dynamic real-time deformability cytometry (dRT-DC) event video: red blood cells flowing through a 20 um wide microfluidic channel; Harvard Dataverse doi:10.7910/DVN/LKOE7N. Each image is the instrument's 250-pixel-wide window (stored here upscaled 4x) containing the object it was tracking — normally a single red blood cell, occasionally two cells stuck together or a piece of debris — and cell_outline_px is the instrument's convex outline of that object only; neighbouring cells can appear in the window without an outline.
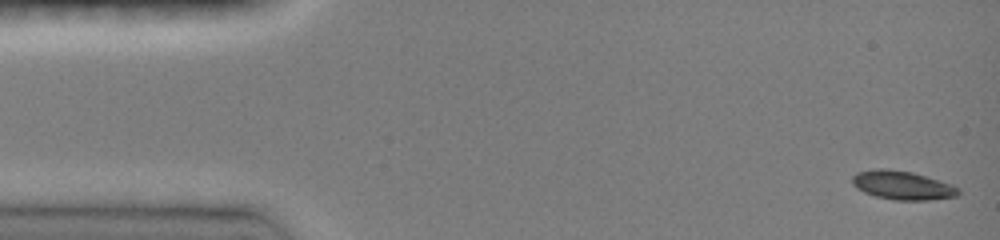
{"species": "common noctule bat (a hibernating species)", "species_latin": "Nyctalus noctula", "temperature_condition": "room temperature", "stored_images_in_passage": 40, "camera_frame_rate_fps": 3000, "um_per_image_px": 0.085, "animal": {"sex": "female", "body_mass_g": 19.0, "forearm_length_mm": 51.5}, "frame": {"image": 1, "passage_image": 1, "time_ms": 0.0, "image_size_px": [1000, 240], "cell_outline_px": [[960, 192], [956, 196], [928, 200], [896, 200], [876, 196], [864, 192], [856, 188], [852, 184], [852, 176], [856, 172], [876, 168], [888, 168], [912, 172], [952, 184], [960, 188]], "centroid_in_image_um": [76.68, 15.73], "position_along_channel_um": 8.3, "area_um2": 17.86}}
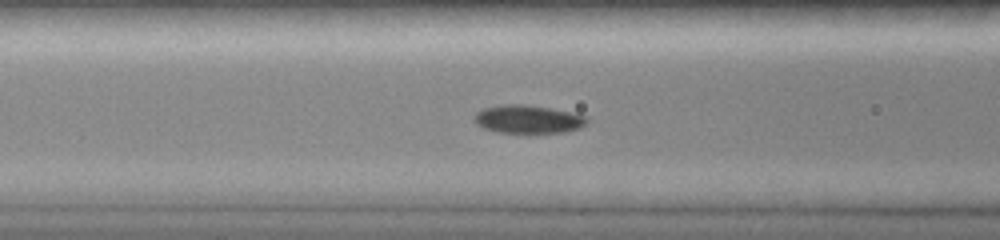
{"frame": {"image": 2, "passage_image": 18, "time_ms": 5.667, "image_size_px": [1000, 240], "cell_outline_px": [[588, 124], [580, 128], [564, 132], [496, 132], [484, 128], [476, 124], [472, 116], [476, 112], [484, 108], [504, 104], [524, 104], [572, 112], [588, 116]], "centroid_in_image_um": [44.89, 10.12], "position_along_channel_um": 121.7, "area_um2": 18.55}}
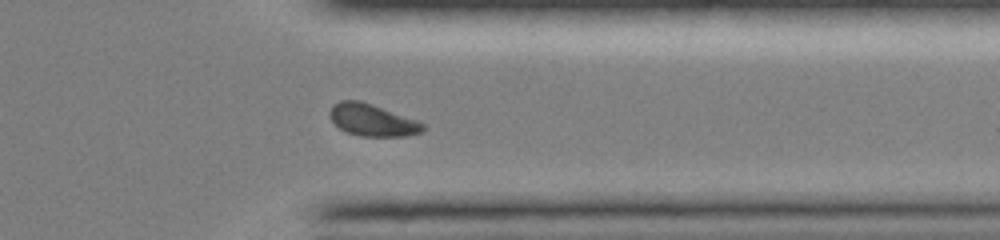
{"frame": {"image": 3, "passage_image": 37, "time_ms": 12.0, "image_size_px": [1000, 240], "cell_outline_px": [[424, 128], [420, 132], [404, 136], [360, 136], [348, 132], [340, 128], [328, 116], [328, 112], [332, 104], [340, 100], [360, 100], [372, 104], [416, 120], [424, 124]], "centroid_in_image_um": [31.58, 10.19], "position_along_channel_um": 379.8, "area_um2": 17.22}, "authors_computed_cell_mechanics": {"area_um2": 17.8891, "velocity_mm_per_s": 4.0583, "shape_relaxation_time_tau1_ms": 5.1276, "shape_relaxation_time_tau2_ms": null, "deformation_change_tau1": 0.154, "deformation_change_tau2": null}}